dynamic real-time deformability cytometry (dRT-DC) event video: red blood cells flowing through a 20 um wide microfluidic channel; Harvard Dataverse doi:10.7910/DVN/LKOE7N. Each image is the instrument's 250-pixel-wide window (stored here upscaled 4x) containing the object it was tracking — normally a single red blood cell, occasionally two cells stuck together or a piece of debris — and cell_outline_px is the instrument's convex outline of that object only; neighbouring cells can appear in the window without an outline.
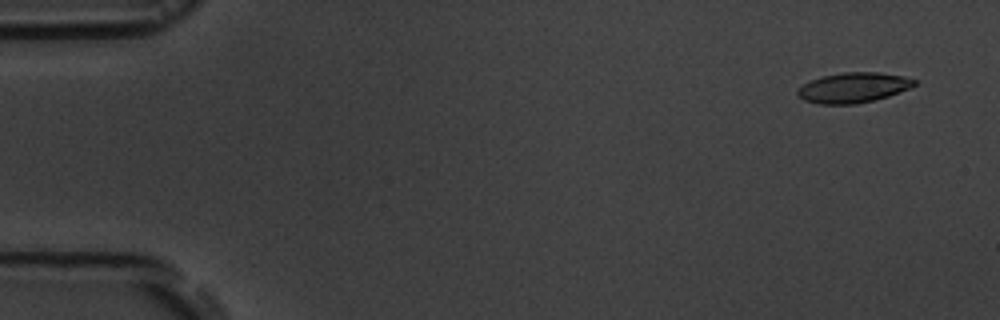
{"species": "common noctule bat (a hibernating species)", "species_latin": "Nyctalus noctula", "temperature_condition": "room temperature", "stored_images_in_passage": 6, "segment_of_instrument_passage": [1, 2], "camera_frame_rate_fps": 3000, "um_per_image_px": 0.085, "animal": {"sex": "male", "body_mass_g": 19.5, "forearm_length_mm": 54.6}, "frame": {"image": 1, "passage_image": 1, "time_ms": 0.0, "image_size_px": [1000, 320], "cell_outline_px": [[916, 84], [908, 88], [888, 96], [856, 104], [820, 104], [804, 100], [796, 92], [804, 84], [812, 80], [824, 76], [844, 72], [880, 72], [904, 76], [916, 80]], "centroid_in_image_um": [72.55, 7.44], "position_along_channel_um": 12.5, "area_um2": 20.17}}
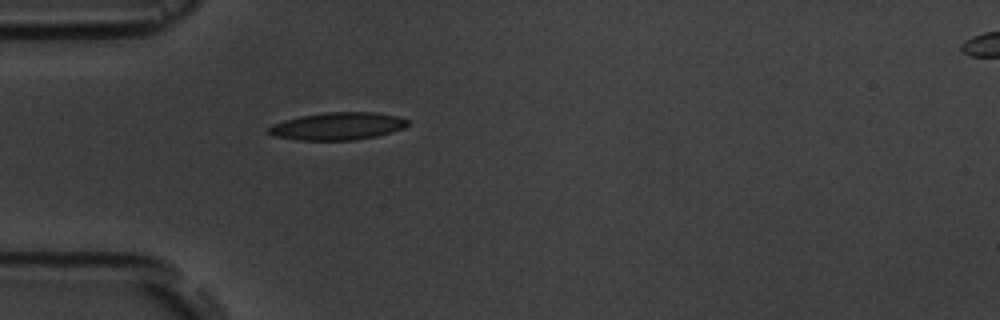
{"frame": {"image": 2, "passage_image": 5, "time_ms": 4.333, "image_size_px": [1000, 320], "cell_outline_px": [[408, 124], [404, 128], [376, 136], [352, 140], [296, 140], [272, 136], [268, 132], [268, 128], [272, 124], [284, 120], [300, 116], [324, 112], [376, 112], [396, 116], [408, 120]], "centroid_in_image_um": [28.66, 10.72], "position_along_channel_um": 56.3, "area_um2": 22.31}}